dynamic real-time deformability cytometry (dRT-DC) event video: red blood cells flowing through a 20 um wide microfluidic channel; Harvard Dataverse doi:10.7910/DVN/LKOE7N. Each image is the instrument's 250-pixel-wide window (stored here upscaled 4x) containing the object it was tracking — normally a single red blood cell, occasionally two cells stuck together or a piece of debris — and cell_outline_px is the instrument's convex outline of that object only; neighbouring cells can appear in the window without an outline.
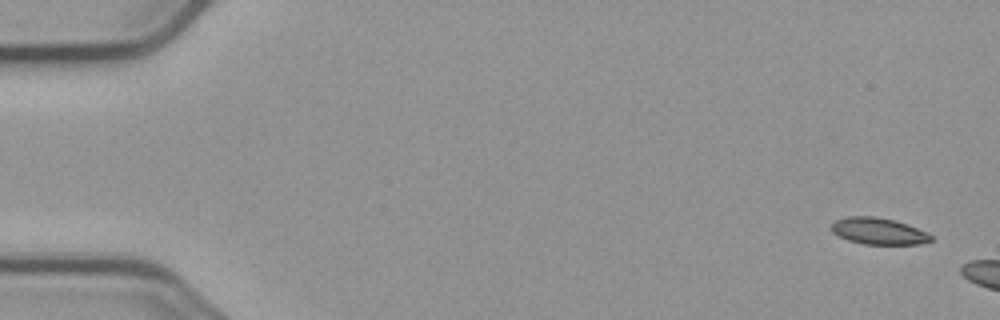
{"species": "common noctule bat (a hibernating species)", "species_latin": "Nyctalus noctula", "temperature_condition": "cold", "stored_images_in_passage": 3, "camera_frame_rate_fps": 3000, "um_per_image_px": 0.085, "animal": {"sex": "male", "body_mass_g": 23.1, "forearm_length_mm": 52.7}, "frame": {"image": 1, "passage_image": 1, "time_ms": 0.0, "image_size_px": [1000, 320], "cell_outline_px": [[932, 240], [920, 244], [864, 244], [848, 240], [832, 232], [832, 224], [836, 220], [848, 216], [876, 216], [896, 220], [908, 224], [928, 232], [932, 236]], "centroid_in_image_um": [74.71, 19.63], "position_along_channel_um": 10.3, "area_um2": 15.49}}